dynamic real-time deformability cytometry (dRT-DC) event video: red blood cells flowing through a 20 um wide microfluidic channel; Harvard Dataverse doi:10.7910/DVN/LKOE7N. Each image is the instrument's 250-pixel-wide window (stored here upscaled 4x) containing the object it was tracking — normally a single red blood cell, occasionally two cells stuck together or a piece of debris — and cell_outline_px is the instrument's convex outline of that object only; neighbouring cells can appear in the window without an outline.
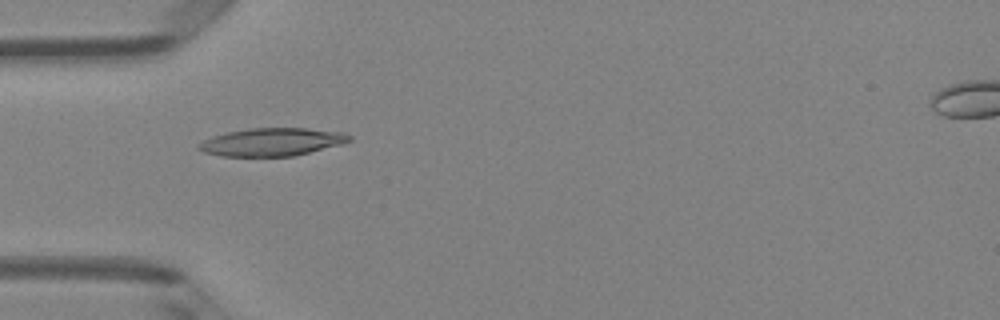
{"species": "Egyptian fruit bat (a non-hibernating species)", "species_latin": "Rousettus aegyptiacus", "temperature_condition": "room temperature", "stored_images_in_passage": 6, "camera_frame_rate_fps": 3000, "um_per_image_px": 0.085, "animal": {"sex": "female"}, "frame": {"image": 1, "passage_image": 5, "time_ms": 4.667, "image_size_px": [1000, 320], "cell_outline_px": [[352, 140], [344, 144], [292, 156], [220, 156], [204, 152], [196, 148], [196, 144], [212, 136], [228, 132], [252, 128], [304, 128], [344, 132], [352, 136]], "centroid_in_image_um": [23.13, 12.07], "position_along_channel_um": 61.9, "area_um2": 24.57}}
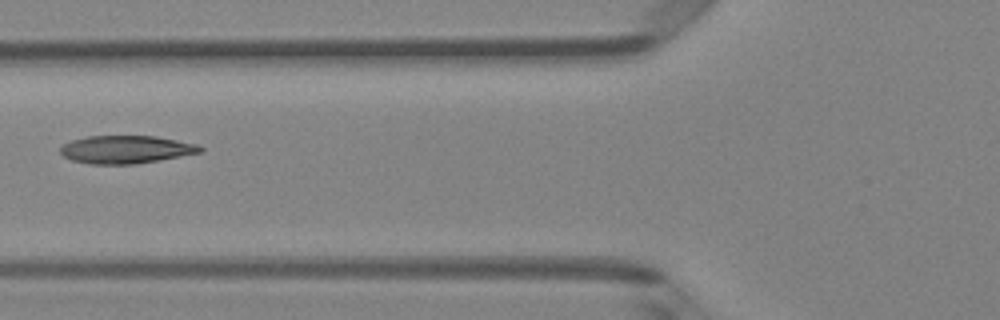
{"frame": {"image": 2, "passage_image": 6, "time_ms": 6.0, "image_size_px": [1000, 320], "cell_outline_px": [[204, 148], [200, 152], [180, 156], [132, 164], [92, 164], [72, 160], [64, 156], [60, 152], [60, 148], [64, 144], [72, 140], [88, 136], [156, 136], [200, 144]], "centroid_in_image_um": [10.72, 12.69], "position_along_channel_um": 115.1, "area_um2": 22.54}}